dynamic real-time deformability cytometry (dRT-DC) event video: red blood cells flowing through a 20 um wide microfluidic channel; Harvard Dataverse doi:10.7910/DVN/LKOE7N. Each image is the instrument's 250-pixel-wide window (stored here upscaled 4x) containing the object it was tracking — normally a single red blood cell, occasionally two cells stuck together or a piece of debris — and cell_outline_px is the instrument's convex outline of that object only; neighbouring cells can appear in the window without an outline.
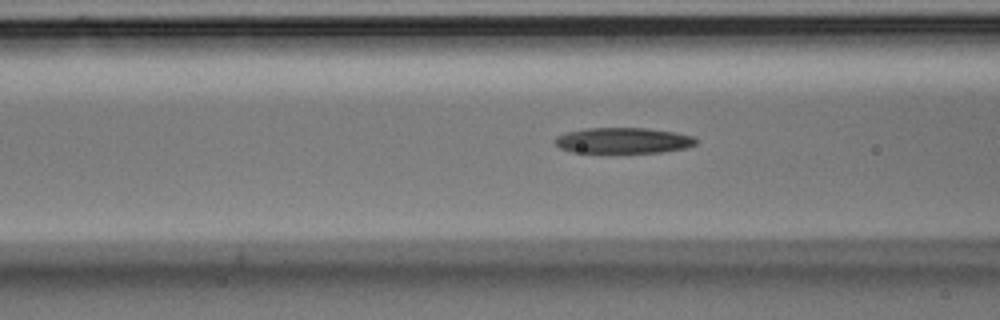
{"species": "Egyptian fruit bat (a non-hibernating species)", "species_latin": "Rousettus aegyptiacus", "temperature_condition": "room temperature", "stored_images_in_passage": 27, "camera_frame_rate_fps": 3000, "um_per_image_px": 0.085, "animal": {"sex": "male"}, "frame": {"image": 1, "passage_image": 4, "time_ms": 1.0, "image_size_px": [1000, 320], "cell_outline_px": [[696, 144], [684, 148], [660, 152], [572, 152], [560, 148], [552, 140], [556, 136], [564, 132], [584, 128], [644, 128], [676, 132], [696, 136]], "centroid_in_image_um": [52.93, 11.93], "position_along_channel_um": 113.7, "area_um2": 21.21}}
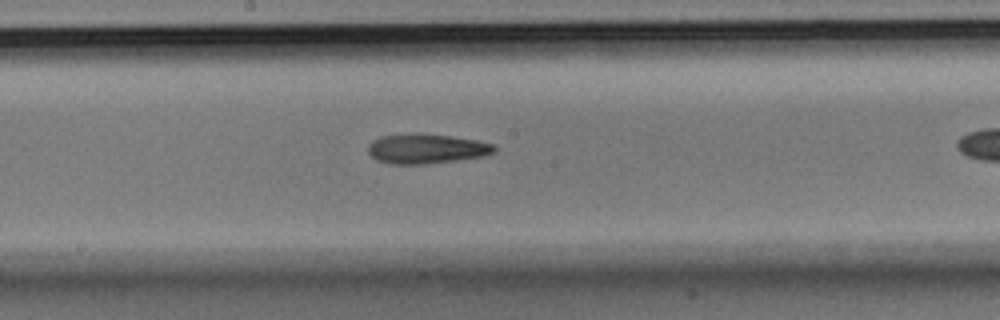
{"frame": {"image": 2, "passage_image": 12, "time_ms": 3.667, "image_size_px": [1000, 320], "cell_outline_px": [[496, 152], [484, 156], [456, 160], [424, 164], [388, 164], [376, 160], [368, 152], [368, 144], [372, 140], [380, 136], [452, 136], [476, 140], [496, 144]], "centroid_in_image_um": [36.28, 12.68], "position_along_channel_um": 211.9, "area_um2": 21.21}}
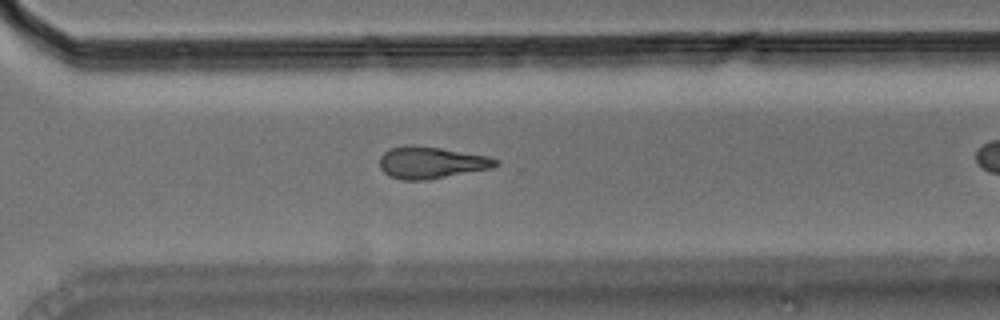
{"frame": {"image": 3, "passage_image": 22, "time_ms": 7.0, "image_size_px": [1000, 320], "cell_outline_px": [[500, 164], [492, 168], [424, 180], [404, 180], [388, 176], [380, 168], [380, 156], [388, 148], [408, 144], [412, 144], [440, 148], [488, 156], [500, 160]], "centroid_in_image_um": [36.63, 13.8], "position_along_channel_um": 334.0, "area_um2": 21.62}}